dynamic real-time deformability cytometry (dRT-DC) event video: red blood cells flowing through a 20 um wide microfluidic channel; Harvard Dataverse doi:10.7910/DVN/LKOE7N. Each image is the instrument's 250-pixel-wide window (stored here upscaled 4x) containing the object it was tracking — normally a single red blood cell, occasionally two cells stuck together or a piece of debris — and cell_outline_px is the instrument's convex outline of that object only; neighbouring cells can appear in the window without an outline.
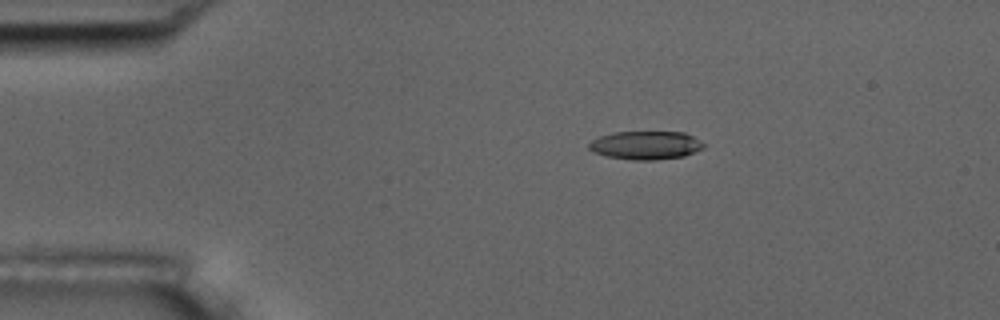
{"species": "common noctule bat (a hibernating species)", "species_latin": "Nyctalus noctula", "temperature_condition": "room temperature", "stored_images_in_passage": 15, "camera_frame_rate_fps": 3000, "um_per_image_px": 0.085, "animal": {"sex": "male", "body_mass_g": 17.5, "forearm_length_mm": 52.3}, "frame": {"image": 1, "passage_image": 3, "time_ms": 3.0, "image_size_px": [1000, 320], "cell_outline_px": [[704, 148], [684, 156], [656, 160], [632, 160], [608, 156], [592, 152], [588, 148], [588, 144], [592, 140], [600, 136], [612, 132], [684, 132], [692, 136], [704, 144]], "centroid_in_image_um": [54.86, 12.35], "position_along_channel_um": 30.1, "area_um2": 18.96}}
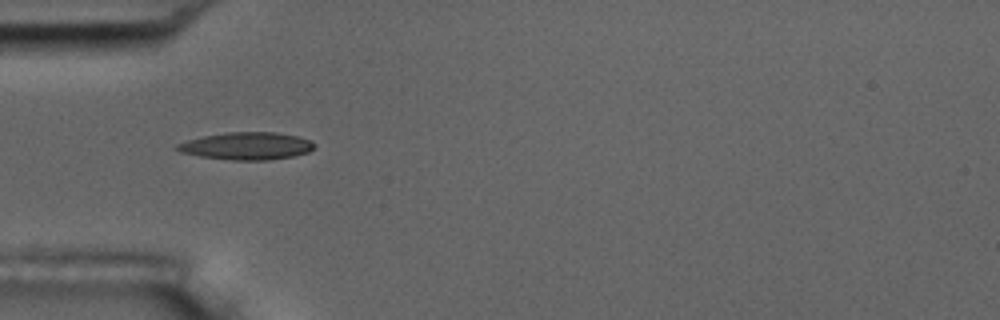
{"frame": {"image": 2, "passage_image": 5, "time_ms": 5.333, "image_size_px": [1000, 320], "cell_outline_px": [[316, 144], [308, 152], [292, 156], [268, 160], [232, 160], [200, 156], [180, 152], [172, 148], [176, 144], [188, 140], [204, 136], [228, 132], [276, 132], [300, 136], [312, 140]], "centroid_in_image_um": [20.97, 12.4], "position_along_channel_um": 64.0, "area_um2": 22.02}}
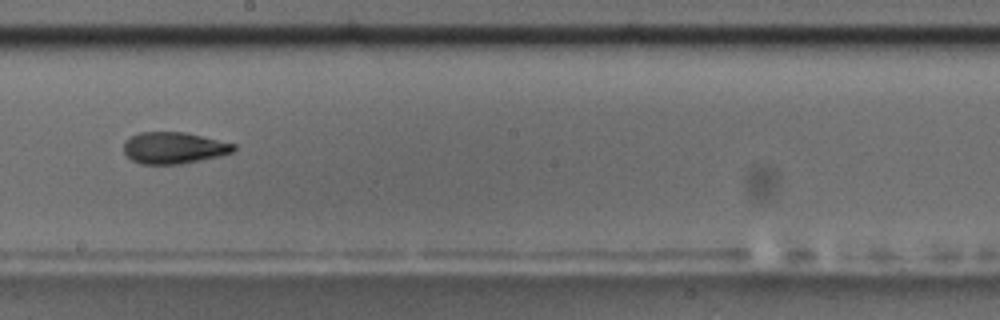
{"frame": {"image": 3, "passage_image": 9, "time_ms": 10.0, "image_size_px": [1000, 320], "cell_outline_px": [[236, 148], [232, 152], [220, 156], [180, 164], [140, 164], [132, 160], [124, 152], [124, 140], [128, 136], [140, 132], [184, 132], [236, 144]], "centroid_in_image_um": [14.74, 12.56], "position_along_channel_um": 233.5, "area_um2": 20.29}, "authors_computed_cell_mechanics": {"area_um2": 19.941, "velocity_mm_per_s": 3.6565, "shape_relaxation_time_tau1_ms": 5.8602, "shape_relaxation_time_tau2_ms": 2.1642, "deformation_change_tau1": 0.1707, "deformation_change_tau2": 0.0829}}